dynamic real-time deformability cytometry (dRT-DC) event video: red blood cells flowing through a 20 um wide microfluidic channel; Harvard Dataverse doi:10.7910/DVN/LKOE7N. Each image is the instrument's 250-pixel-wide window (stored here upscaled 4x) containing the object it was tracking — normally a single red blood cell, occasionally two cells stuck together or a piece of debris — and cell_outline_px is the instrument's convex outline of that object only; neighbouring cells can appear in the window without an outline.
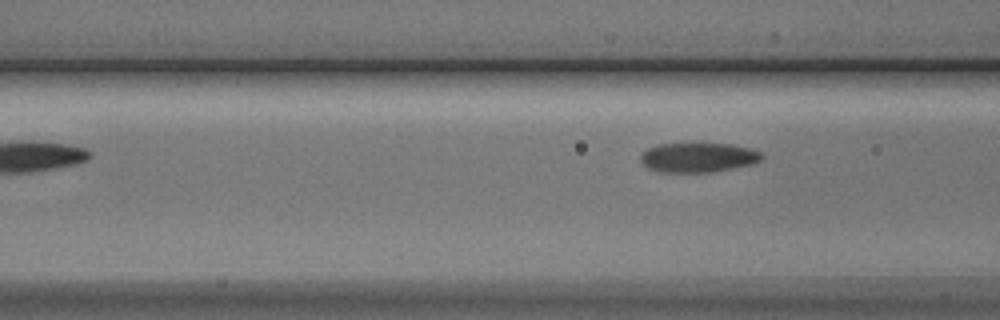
{"species": "Egyptian fruit bat (a non-hibernating species)", "species_latin": "Rousettus aegyptiacus", "temperature_condition": "cold", "stored_images_in_passage": 4, "camera_frame_rate_fps": 3000, "um_per_image_px": 0.085, "animal": {"sex": "male"}, "frame": {"image": 1, "passage_image": 4, "time_ms": 3.667, "image_size_px": [1000, 320], "cell_outline_px": [[764, 156], [760, 160], [752, 164], [732, 168], [708, 172], [660, 172], [648, 168], [640, 160], [640, 152], [656, 144], [732, 144], [752, 148], [760, 152]], "centroid_in_image_um": [59.32, 13.38], "position_along_channel_um": 107.3, "area_um2": 20.87}}